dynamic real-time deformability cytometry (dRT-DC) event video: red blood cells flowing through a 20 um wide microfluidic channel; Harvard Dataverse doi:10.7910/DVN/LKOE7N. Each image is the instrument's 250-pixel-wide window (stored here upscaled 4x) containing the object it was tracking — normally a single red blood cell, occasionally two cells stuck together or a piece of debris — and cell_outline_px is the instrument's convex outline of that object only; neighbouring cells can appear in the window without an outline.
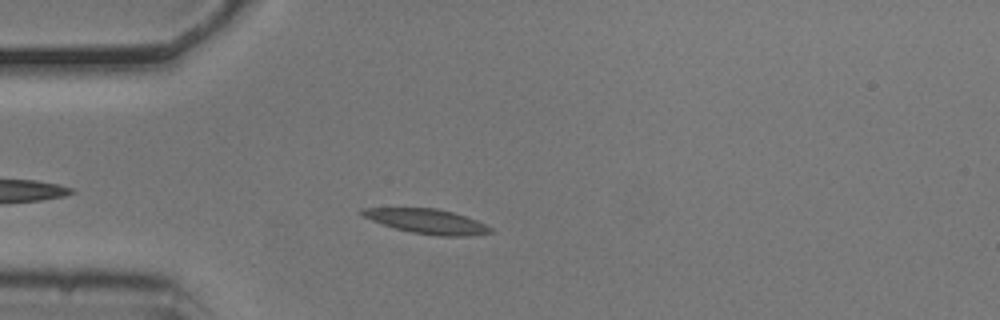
{"species": "common noctule bat (a hibernating species)", "species_latin": "Nyctalus noctula", "temperature_condition": "cold", "stored_images_in_passage": 35, "camera_frame_rate_fps": 3000, "um_per_image_px": 0.085, "animal": {"sex": "male", "body_mass_g": 20.5, "forearm_length_mm": 52.5}, "frame": {"image": 1, "passage_image": 6, "time_ms": 1.667, "image_size_px": [1000, 320], "cell_outline_px": [[492, 232], [464, 236], [440, 236], [412, 232], [396, 228], [360, 216], [360, 208], [436, 208], [452, 212], [476, 220], [492, 228]], "centroid_in_image_um": [36.26, 18.8], "position_along_channel_um": 48.7, "area_um2": 18.09}}
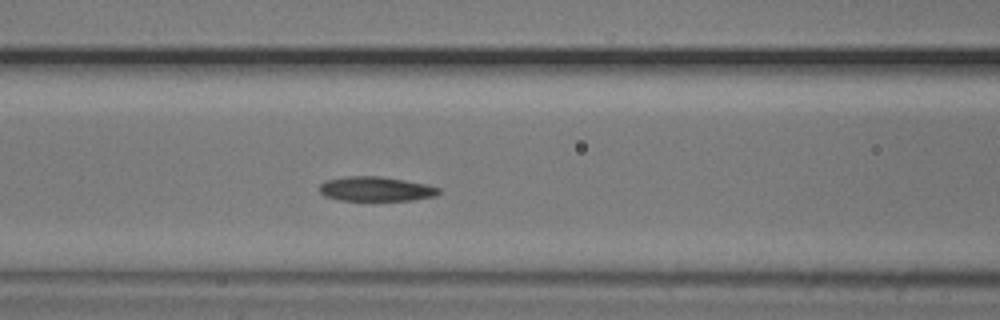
{"frame": {"image": 2, "passage_image": 14, "time_ms": 4.333, "image_size_px": [1000, 320], "cell_outline_px": [[440, 192], [436, 196], [412, 200], [340, 200], [324, 196], [320, 192], [320, 184], [324, 180], [344, 176], [380, 176], [428, 184], [440, 188]], "centroid_in_image_um": [31.94, 16.05], "position_along_channel_um": 134.7, "area_um2": 17.17}}
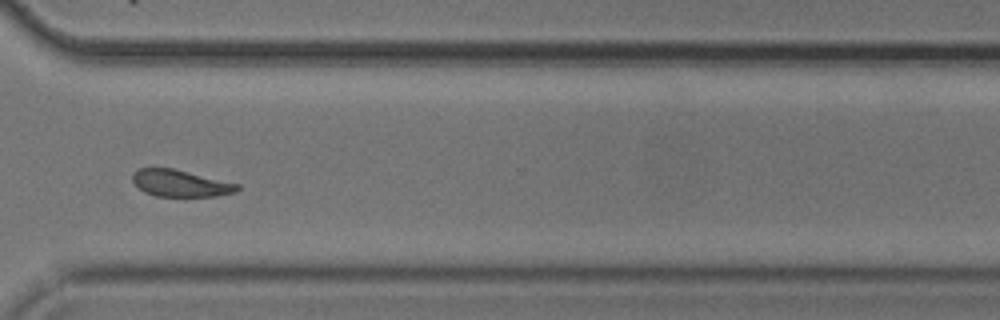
{"frame": {"image": 3, "passage_image": 32, "time_ms": 10.333, "image_size_px": [1000, 320], "cell_outline_px": [[240, 188], [236, 192], [216, 196], [156, 196], [144, 192], [132, 180], [132, 172], [140, 168], [172, 168], [240, 184]], "centroid_in_image_um": [15.34, 15.58], "position_along_channel_um": 355.3, "area_um2": 16.3}, "authors_computed_cell_mechanics": {"area_um2": 17.5712, "velocity_mm_per_s": 3.6792, "shape_relaxation_time_tau1_ms": 8.5601, "shape_relaxation_time_tau2_ms": 3.849, "deformation_change_tau1": 0.1802, "deformation_change_tau2": 0.0889}}